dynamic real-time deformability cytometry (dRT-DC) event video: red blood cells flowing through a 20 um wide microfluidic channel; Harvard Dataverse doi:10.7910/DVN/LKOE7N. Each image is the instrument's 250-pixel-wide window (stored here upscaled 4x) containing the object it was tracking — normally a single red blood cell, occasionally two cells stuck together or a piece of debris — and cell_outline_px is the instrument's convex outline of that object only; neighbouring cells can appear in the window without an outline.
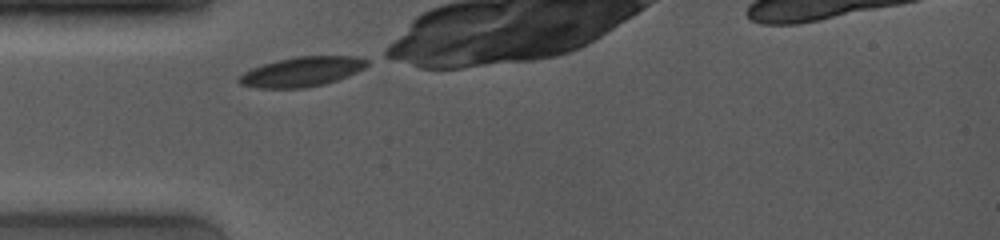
{"species": "common noctule bat (a hibernating species)", "species_latin": "Nyctalus noctula", "temperature_condition": "room temperature", "stored_images_in_passage": 1, "camera_frame_rate_fps": 4000, "um_per_image_px": 0.085, "animal": {"sex": "female", "body_mass_g": 19.0, "forearm_length_mm": 53.3}, "frame": {"image": 1, "passage_image": 1, "time_ms": 0.0, "image_size_px": [1000, 240], "cell_outline_px": [[368, 64], [364, 68], [356, 72], [336, 80], [324, 84], [304, 88], [256, 88], [240, 84], [236, 80], [244, 72], [252, 68], [276, 60], [300, 56], [356, 56], [368, 60]], "centroid_in_image_um": [25.64, 6.1], "position_along_channel_um": 59.4, "area_um2": 22.02}}